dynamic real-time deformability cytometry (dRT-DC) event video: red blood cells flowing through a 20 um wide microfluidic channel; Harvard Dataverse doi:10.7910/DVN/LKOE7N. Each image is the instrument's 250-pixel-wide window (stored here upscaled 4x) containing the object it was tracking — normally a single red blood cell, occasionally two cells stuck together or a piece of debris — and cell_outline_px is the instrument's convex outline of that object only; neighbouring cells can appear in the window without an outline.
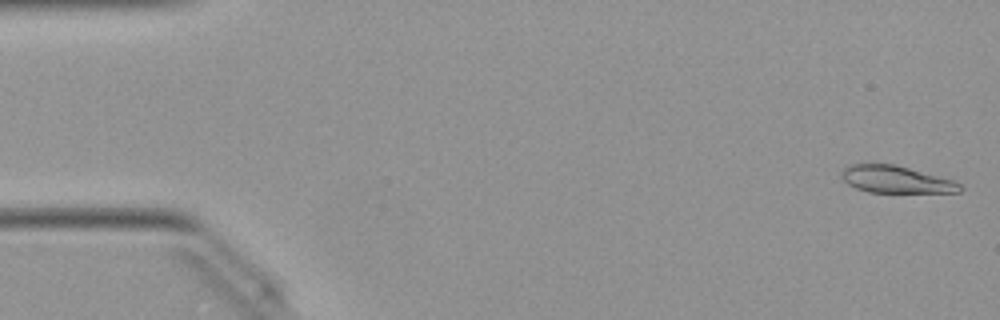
{"species": "Egyptian fruit bat (a non-hibernating species)", "species_latin": "Rousettus aegyptiacus", "temperature_condition": "warm", "stored_images_in_passage": 49, "camera_frame_rate_fps": 3000, "um_per_image_px": 0.085, "animal": {"sex": "female"}, "frame": {"image": 1, "passage_image": 1, "time_ms": 0.0, "image_size_px": [1000, 320], "cell_outline_px": [[964, 188], [960, 192], [868, 192], [856, 188], [848, 184], [840, 176], [844, 168], [852, 164], [896, 164], [952, 180], [960, 184]], "centroid_in_image_um": [76.15, 15.25], "position_along_channel_um": 8.9, "area_um2": 18.55}}
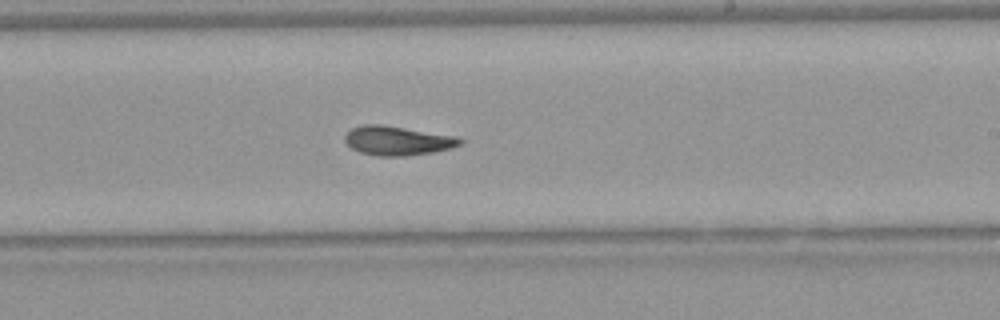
{"frame": {"image": 2, "passage_image": 29, "time_ms": 9.333, "image_size_px": [1000, 320], "cell_outline_px": [[464, 140], [460, 144], [452, 148], [432, 152], [404, 156], [376, 156], [360, 152], [352, 148], [344, 140], [344, 136], [352, 128], [364, 124], [384, 124], [456, 136]], "centroid_in_image_um": [33.78, 11.95], "position_along_channel_um": 255.2, "area_um2": 19.65}}
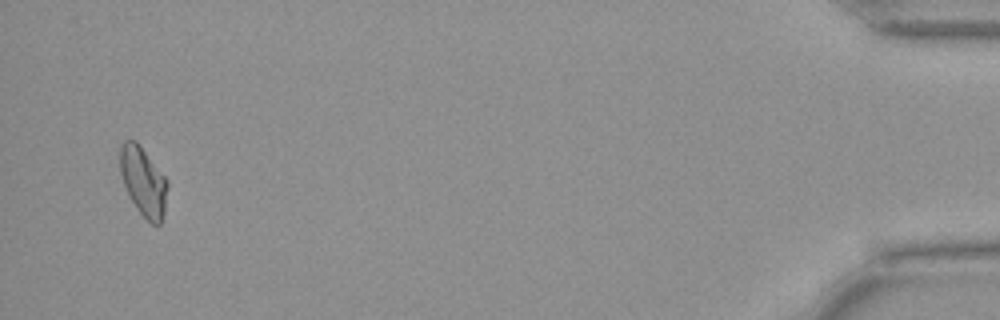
{"frame": {"image": 3, "passage_image": 48, "time_ms": 15.667, "image_size_px": [1000, 320], "cell_outline_px": [[168, 188], [164, 212], [160, 224], [152, 224], [136, 208], [124, 184], [120, 172], [120, 144], [124, 140], [136, 140], [168, 180]], "centroid_in_image_um": [12.19, 15.39], "position_along_channel_um": 423.0, "area_um2": 18.9}, "authors_computed_cell_mechanics": {"area_um2": 19.074, "velocity_mm_per_s": 4.0391, "shape_relaxation_time_tau1_ms": null, "shape_relaxation_time_tau2_ms": 7.2518, "deformation_change_tau1": null, "deformation_change_tau2": 0.1418}}